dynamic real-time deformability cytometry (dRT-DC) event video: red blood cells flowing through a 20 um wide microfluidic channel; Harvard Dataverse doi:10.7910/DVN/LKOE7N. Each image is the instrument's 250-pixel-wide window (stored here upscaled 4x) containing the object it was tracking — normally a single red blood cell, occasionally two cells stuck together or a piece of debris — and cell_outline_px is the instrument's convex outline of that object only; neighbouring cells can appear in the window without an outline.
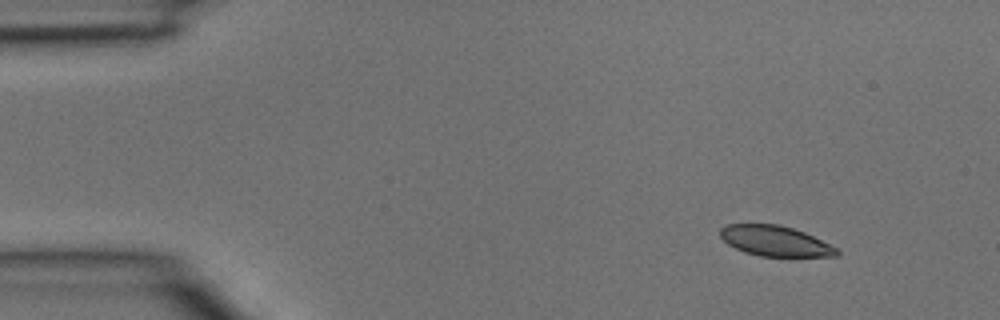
{"species": "common noctule bat (a hibernating species)", "species_latin": "Nyctalus noctula", "temperature_condition": "room temperature", "stored_images_in_passage": 9, "camera_frame_rate_fps": 3000, "um_per_image_px": 0.085, "animal": {"sex": "male", "body_mass_g": 15.6}, "frame": {"image": 1, "passage_image": 1, "time_ms": 0.0, "image_size_px": [1000, 320], "cell_outline_px": [[840, 252], [836, 256], [760, 256], [744, 252], [728, 244], [720, 236], [720, 228], [728, 224], [780, 224], [804, 232], [836, 248]], "centroid_in_image_um": [65.85, 20.48], "position_along_channel_um": 19.2, "area_um2": 20.35}}